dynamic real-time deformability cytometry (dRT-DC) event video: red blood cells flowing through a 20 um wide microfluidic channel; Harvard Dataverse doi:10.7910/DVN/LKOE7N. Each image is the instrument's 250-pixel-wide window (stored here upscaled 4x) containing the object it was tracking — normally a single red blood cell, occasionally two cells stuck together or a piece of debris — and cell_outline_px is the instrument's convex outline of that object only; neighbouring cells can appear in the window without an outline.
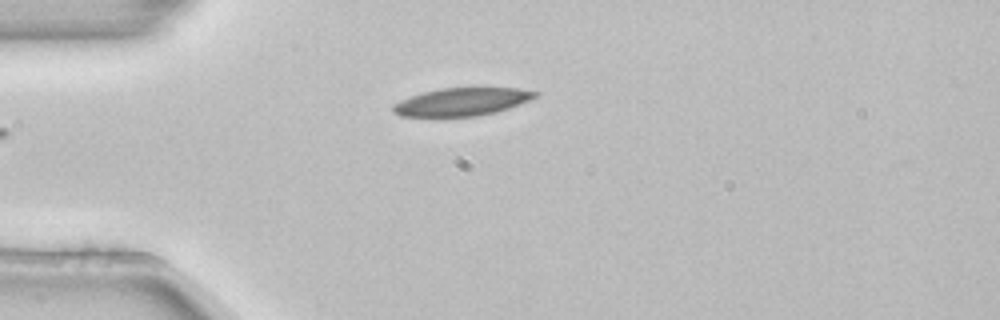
{"species": "common noctule bat (a hibernating species)", "species_latin": "Nyctalus noctula", "temperature_condition": "room temperature", "stored_images_in_passage": 4, "camera_frame_rate_fps": 3000, "um_per_image_px": 0.085, "animal": {"sex": "female", "body_mass_g": 22.7, "forearm_length_mm": 54.2}, "frame": {"image": 1, "passage_image": 4, "time_ms": 1.0, "image_size_px": [1000, 320], "cell_outline_px": [[540, 92], [536, 96], [528, 100], [508, 108], [496, 112], [476, 116], [400, 116], [392, 112], [392, 104], [400, 100], [424, 92], [440, 88], [516, 88]], "centroid_in_image_um": [39.22, 8.65], "position_along_channel_um": 45.8, "area_um2": 22.83}}